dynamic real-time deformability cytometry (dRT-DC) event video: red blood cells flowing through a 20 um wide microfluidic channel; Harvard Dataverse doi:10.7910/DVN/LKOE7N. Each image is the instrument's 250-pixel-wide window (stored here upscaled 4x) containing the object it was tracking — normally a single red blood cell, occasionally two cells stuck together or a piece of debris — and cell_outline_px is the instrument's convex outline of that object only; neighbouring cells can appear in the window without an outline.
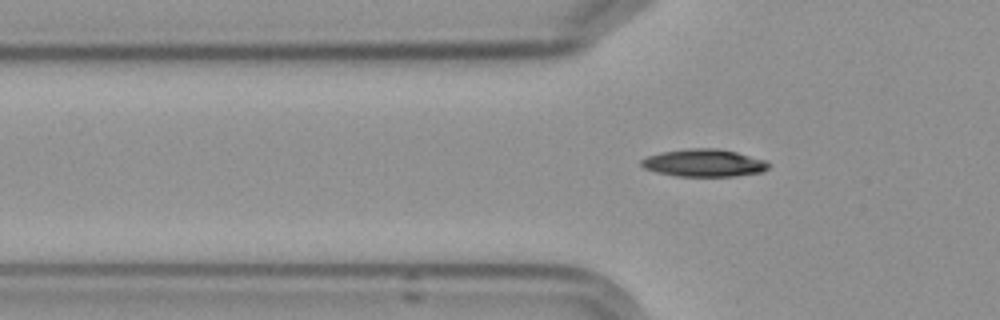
{"species": "Egyptian fruit bat (a non-hibernating species)", "species_latin": "Rousettus aegyptiacus", "temperature_condition": "cold", "stored_images_in_passage": 6, "camera_frame_rate_fps": 3000, "um_per_image_px": 0.085, "frame": {"image": 1, "passage_image": 6, "time_ms": 7.0, "image_size_px": [1000, 320], "cell_outline_px": [[768, 168], [764, 172], [736, 176], [676, 176], [656, 172], [644, 168], [640, 164], [640, 160], [648, 156], [664, 152], [692, 148], [716, 148], [736, 152], [768, 160]], "centroid_in_image_um": [59.87, 13.86], "position_along_channel_um": 65.9, "area_um2": 20.4}}